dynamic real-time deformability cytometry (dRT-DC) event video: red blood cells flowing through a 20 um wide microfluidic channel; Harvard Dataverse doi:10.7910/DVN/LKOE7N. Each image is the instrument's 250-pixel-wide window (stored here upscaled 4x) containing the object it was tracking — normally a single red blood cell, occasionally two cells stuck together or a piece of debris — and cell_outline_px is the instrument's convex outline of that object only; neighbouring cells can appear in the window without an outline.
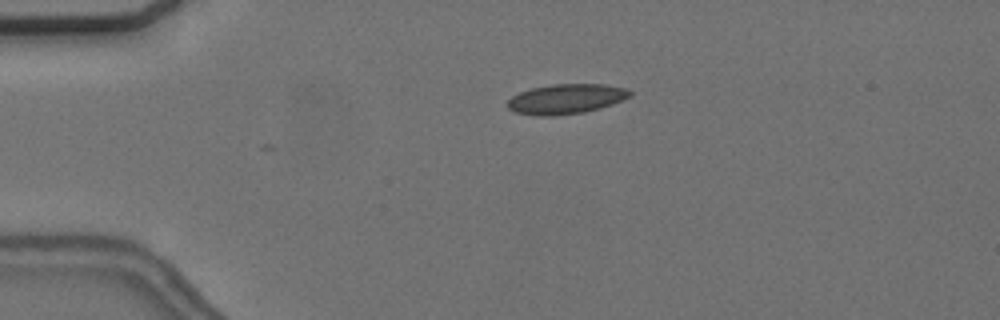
{"species": "common noctule bat (a hibernating species)", "species_latin": "Nyctalus noctula", "temperature_condition": "cold", "stored_images_in_passage": 4, "camera_frame_rate_fps": 3000, "um_per_image_px": 0.085, "animal": {"sex": "female", "body_mass_g": 24.6, "forearm_length_mm": 56.2}, "frame": {"image": 1, "passage_image": 3, "time_ms": 2.667, "image_size_px": [1000, 320], "cell_outline_px": [[632, 96], [612, 104], [600, 108], [584, 112], [552, 116], [536, 116], [516, 112], [508, 108], [508, 100], [512, 96], [520, 92], [532, 88], [552, 84], [604, 84], [624, 88], [632, 92]], "centroid_in_image_um": [48.12, 8.41], "position_along_channel_um": 36.9, "area_um2": 21.27}}